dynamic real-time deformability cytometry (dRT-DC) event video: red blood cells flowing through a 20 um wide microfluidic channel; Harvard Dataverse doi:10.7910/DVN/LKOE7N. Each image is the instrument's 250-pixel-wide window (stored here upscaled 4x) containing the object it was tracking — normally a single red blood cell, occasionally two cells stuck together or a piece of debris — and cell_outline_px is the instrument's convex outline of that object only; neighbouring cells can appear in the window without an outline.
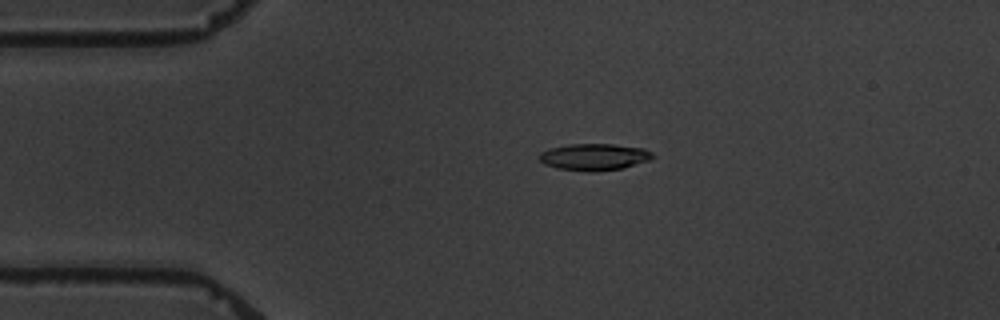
{"species": "common noctule bat (a hibernating species)", "species_latin": "Nyctalus noctula", "temperature_condition": "warm", "stored_images_in_passage": 8, "camera_frame_rate_fps": 3000, "um_per_image_px": 0.085, "animal": {"sex": "male", "body_mass_g": 19.5, "forearm_length_mm": 54.6}, "frame": {"image": 1, "passage_image": 4, "time_ms": 3.667, "image_size_px": [1000, 320], "cell_outline_px": [[656, 156], [648, 160], [620, 168], [556, 168], [544, 164], [540, 160], [540, 152], [552, 148], [568, 144], [612, 144], [644, 148], [652, 152]], "centroid_in_image_um": [50.53, 13.27], "position_along_channel_um": 34.5, "area_um2": 16.53}}
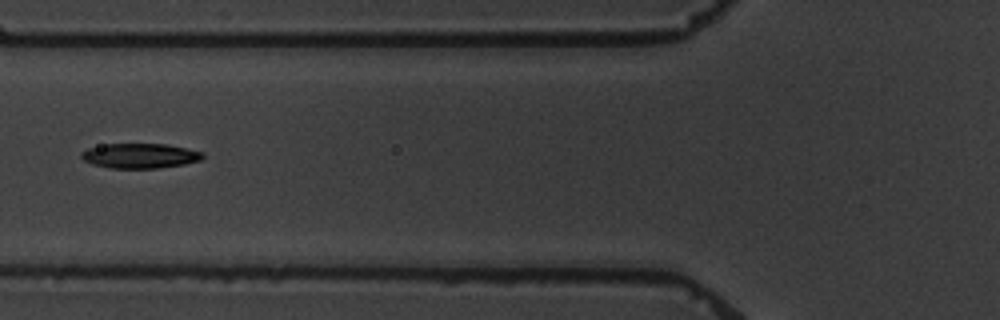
{"frame": {"image": 2, "passage_image": 7, "time_ms": 7.0, "image_size_px": [1000, 320], "cell_outline_px": [[204, 156], [200, 160], [184, 164], [156, 168], [108, 168], [92, 164], [84, 160], [80, 156], [80, 152], [88, 148], [108, 144], [164, 144], [204, 152]], "centroid_in_image_um": [11.87, 13.24], "position_along_channel_um": 113.9, "area_um2": 17.46}}
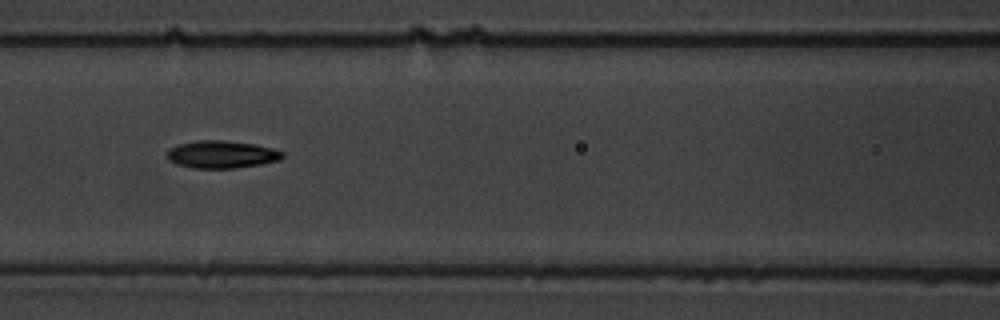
{"frame": {"image": 3, "passage_image": 8, "time_ms": 8.0, "image_size_px": [1000, 320], "cell_outline_px": [[284, 156], [280, 160], [260, 164], [232, 168], [192, 168], [176, 164], [168, 160], [168, 148], [180, 144], [200, 140], [224, 140], [252, 144], [272, 148], [284, 152]], "centroid_in_image_um": [18.83, 13.13], "position_along_channel_um": 147.8, "area_um2": 18.38}}